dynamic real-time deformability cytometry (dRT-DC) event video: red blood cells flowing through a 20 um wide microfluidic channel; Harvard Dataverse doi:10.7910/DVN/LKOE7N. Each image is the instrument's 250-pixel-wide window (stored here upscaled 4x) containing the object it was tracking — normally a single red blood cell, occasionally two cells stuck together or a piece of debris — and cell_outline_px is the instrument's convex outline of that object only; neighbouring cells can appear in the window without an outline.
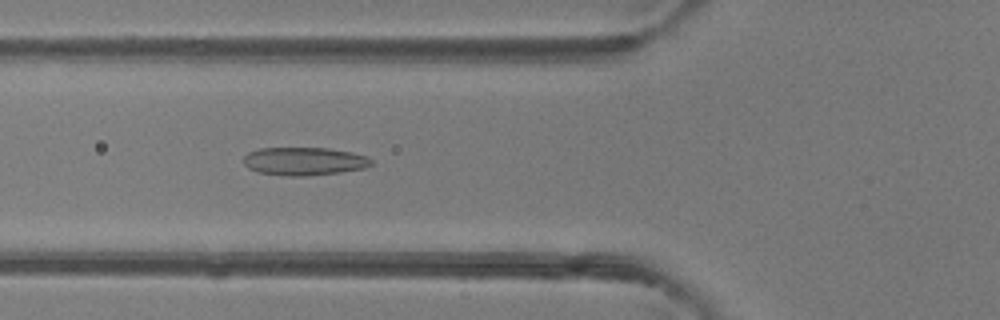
{"species": "common noctule bat (a hibernating species)", "species_latin": "Nyctalus noctula", "temperature_condition": "room temperature", "stored_images_in_passage": 48, "camera_frame_rate_fps": 3000, "um_per_image_px": 0.085, "animal": {"sex": "female"}, "frame": {"image": 1, "passage_image": 17, "time_ms": 5.333, "image_size_px": [1000, 320], "cell_outline_px": [[372, 164], [364, 168], [340, 172], [304, 176], [288, 176], [260, 172], [248, 168], [244, 164], [244, 156], [248, 152], [260, 148], [328, 148], [352, 152], [368, 156], [372, 160]], "centroid_in_image_um": [25.87, 13.7], "position_along_channel_um": 99.9, "area_um2": 20.87}}
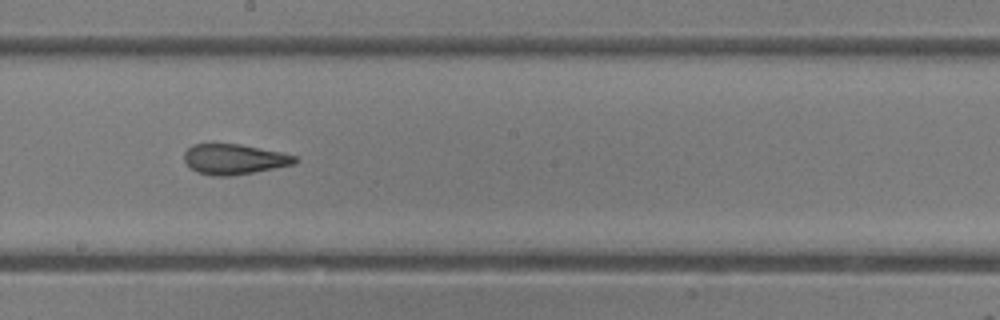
{"frame": {"image": 2, "passage_image": 26, "time_ms": 8.333, "image_size_px": [1000, 320], "cell_outline_px": [[300, 160], [296, 164], [232, 176], [212, 176], [196, 172], [184, 160], [184, 152], [192, 144], [240, 144], [280, 152], [296, 156]], "centroid_in_image_um": [19.92, 13.54], "position_along_channel_um": 228.3, "area_um2": 19.59}}
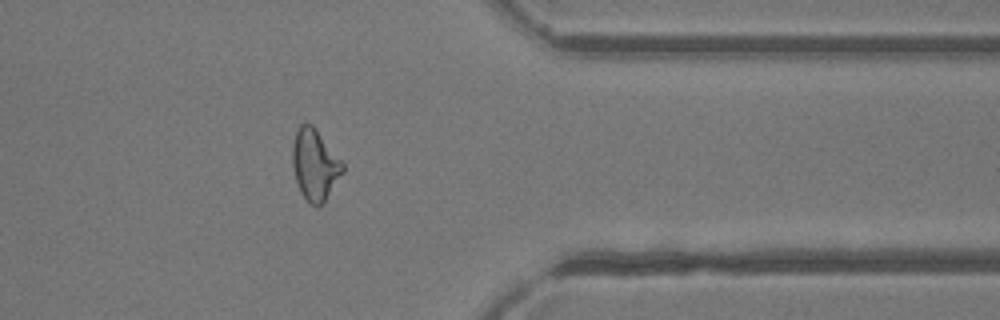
{"frame": {"image": 3, "passage_image": 38, "time_ms": 12.333, "image_size_px": [1000, 320], "cell_outline_px": [[344, 172], [324, 204], [316, 208], [308, 204], [300, 192], [296, 180], [292, 164], [292, 144], [296, 132], [300, 124], [312, 124], [316, 128], [344, 164]], "centroid_in_image_um": [26.77, 14.06], "position_along_channel_um": 384.6, "area_um2": 21.15}}